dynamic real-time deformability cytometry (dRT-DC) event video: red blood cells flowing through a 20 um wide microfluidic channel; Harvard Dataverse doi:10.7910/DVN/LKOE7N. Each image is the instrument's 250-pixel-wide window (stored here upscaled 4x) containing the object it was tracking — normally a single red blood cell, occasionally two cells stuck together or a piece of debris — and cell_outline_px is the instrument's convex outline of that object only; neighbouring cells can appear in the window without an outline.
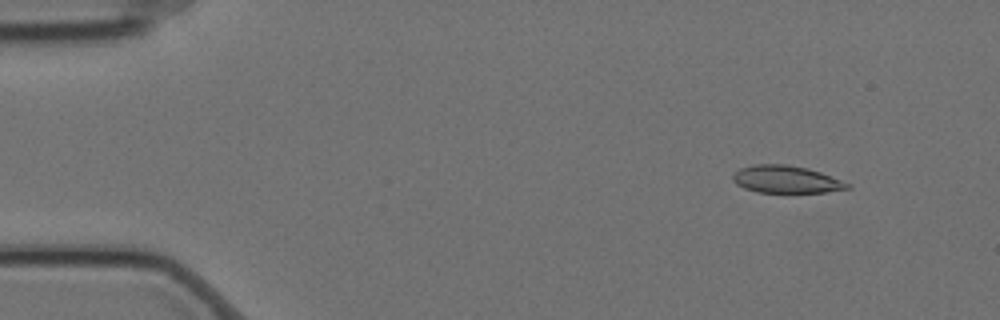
{"species": "Egyptian fruit bat (a non-hibernating species)", "species_latin": "Rousettus aegyptiacus", "temperature_condition": "cold", "stored_images_in_passage": 5, "camera_frame_rate_fps": 3000, "um_per_image_px": 0.085, "animal": {"sex": "female"}, "frame": {"image": 1, "passage_image": 2, "time_ms": 0.333, "image_size_px": [1000, 320], "cell_outline_px": [[852, 188], [828, 192], [756, 192], [744, 188], [736, 184], [732, 180], [732, 176], [740, 168], [752, 164], [788, 164], [808, 168], [820, 172], [852, 184]], "centroid_in_image_um": [66.84, 15.24], "position_along_channel_um": 18.2, "area_um2": 18.44}}
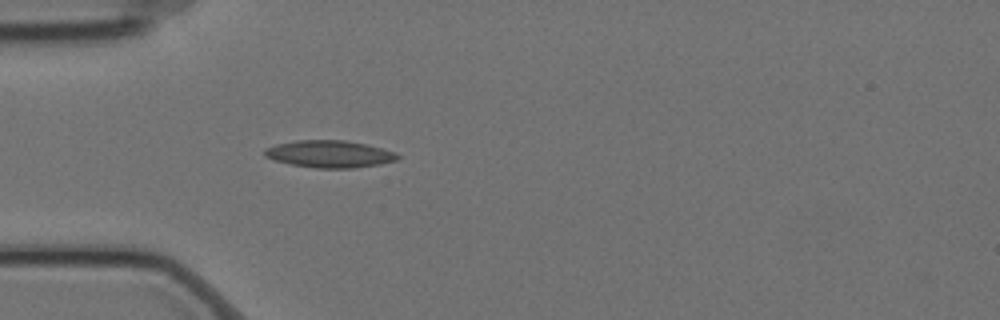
{"frame": {"image": 2, "passage_image": 5, "time_ms": 1.333, "image_size_px": [1000, 320], "cell_outline_px": [[400, 156], [396, 160], [380, 164], [352, 168], [316, 168], [292, 164], [276, 160], [264, 156], [264, 148], [276, 144], [296, 140], [344, 140], [364, 144], [396, 152]], "centroid_in_image_um": [27.99, 13.08], "position_along_channel_um": 57.0, "area_um2": 20.87}}